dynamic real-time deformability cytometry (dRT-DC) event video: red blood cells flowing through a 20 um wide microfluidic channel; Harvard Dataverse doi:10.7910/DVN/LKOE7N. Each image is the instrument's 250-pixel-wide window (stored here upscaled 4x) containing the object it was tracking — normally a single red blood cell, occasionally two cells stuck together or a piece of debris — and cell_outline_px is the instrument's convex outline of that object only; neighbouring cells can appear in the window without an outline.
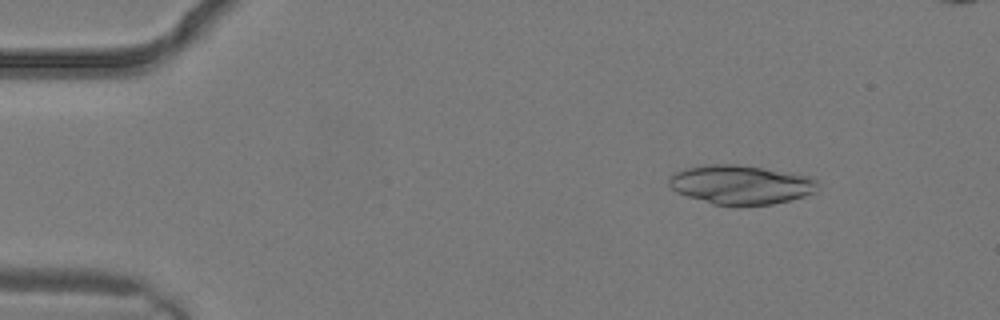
{"species": "common noctule bat (a hibernating species)", "species_latin": "Nyctalus noctula", "temperature_condition": "warm", "stored_images_in_passage": 2, "camera_frame_rate_fps": 3000, "um_per_image_px": 0.085, "animal": {"sex": "male", "body_mass_g": 19.2, "forearm_length_mm": 51.8}, "frame": {"image": 1, "passage_image": 2, "time_ms": 0.333, "image_size_px": [1000, 320], "cell_outline_px": [[820, 184], [816, 192], [804, 196], [772, 204], [712, 204], [676, 192], [668, 184], [668, 176], [684, 168], [704, 164], [740, 164], [812, 176]], "centroid_in_image_um": [62.97, 15.67], "position_along_channel_um": 22.0, "area_um2": 33.93}}